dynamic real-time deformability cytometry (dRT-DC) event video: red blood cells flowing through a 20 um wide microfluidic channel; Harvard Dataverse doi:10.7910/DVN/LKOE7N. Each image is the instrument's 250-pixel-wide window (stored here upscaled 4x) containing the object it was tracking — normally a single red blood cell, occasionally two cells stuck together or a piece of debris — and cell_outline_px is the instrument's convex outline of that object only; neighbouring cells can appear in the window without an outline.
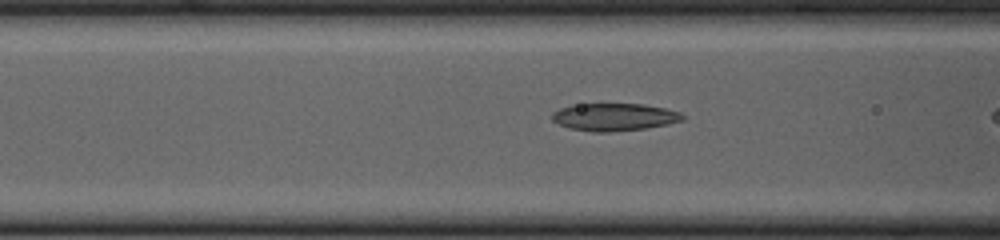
{"species": "common noctule bat (a hibernating species)", "species_latin": "Nyctalus noctula", "temperature_condition": "cold", "stored_images_in_passage": 9, "camera_frame_rate_fps": 3000, "um_per_image_px": 0.085, "animal": {"sex": "female", "body_mass_g": 23.0, "forearm_length_mm": 53.4}, "frame": {"image": 1, "passage_image": 7, "time_ms": 2.0, "image_size_px": [1000, 240], "cell_outline_px": [[684, 120], [668, 124], [644, 128], [608, 132], [592, 132], [568, 128], [552, 120], [552, 112], [560, 108], [572, 104], [644, 104], [664, 108], [680, 112], [684, 116]], "centroid_in_image_um": [52.19, 9.94], "position_along_channel_um": 114.4, "area_um2": 20.92}}